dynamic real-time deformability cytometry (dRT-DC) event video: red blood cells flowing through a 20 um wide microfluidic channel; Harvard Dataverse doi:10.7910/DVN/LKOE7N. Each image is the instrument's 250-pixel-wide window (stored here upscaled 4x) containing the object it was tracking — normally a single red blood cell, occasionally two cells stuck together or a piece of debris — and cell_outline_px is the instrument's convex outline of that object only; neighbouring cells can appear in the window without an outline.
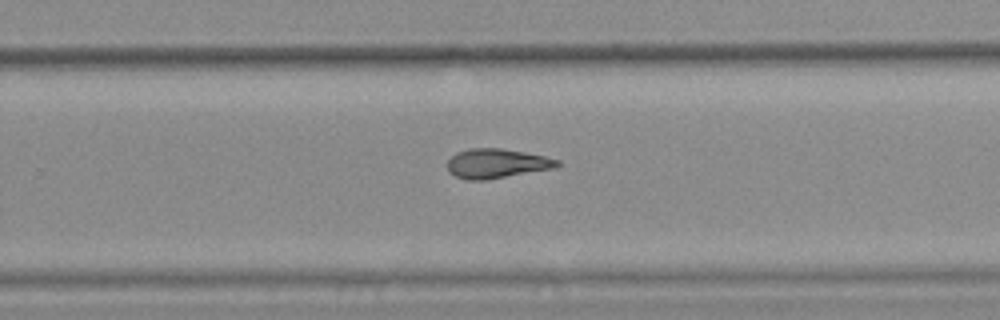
{"species": "common noctule bat (a hibernating species)", "species_latin": "Nyctalus noctula", "temperature_condition": "warm", "stored_images_in_passage": 10, "camera_frame_rate_fps": 3000, "um_per_image_px": 0.085, "animal": {"sex": "female", "body_mass_g": 25.1}, "frame": {"image": 1, "passage_image": 10, "time_ms": 3.0, "image_size_px": [1000, 320], "cell_outline_px": [[560, 164], [552, 168], [484, 180], [468, 180], [456, 176], [448, 172], [448, 160], [456, 152], [468, 148], [504, 148], [544, 156], [560, 160]], "centroid_in_image_um": [42.18, 13.88], "position_along_channel_um": 287.6, "area_um2": 18.67}}